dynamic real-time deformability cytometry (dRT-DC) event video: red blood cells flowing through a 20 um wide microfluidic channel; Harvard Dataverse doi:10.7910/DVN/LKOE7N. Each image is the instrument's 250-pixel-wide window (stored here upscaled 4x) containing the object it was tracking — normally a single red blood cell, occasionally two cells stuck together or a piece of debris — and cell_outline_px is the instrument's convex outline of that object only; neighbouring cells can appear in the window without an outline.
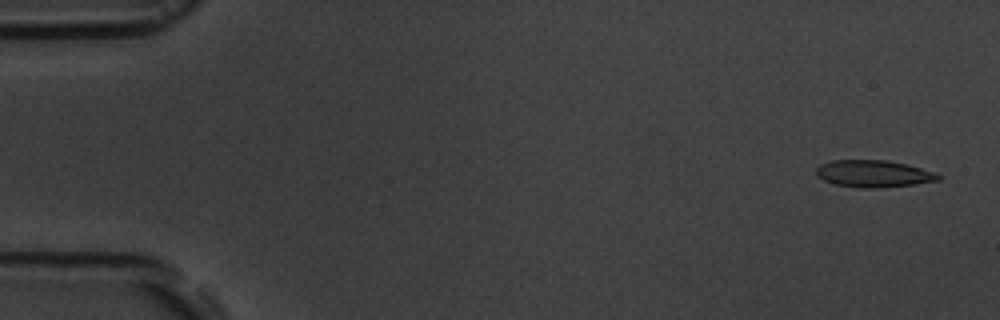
{"species": "common noctule bat (a hibernating species)", "species_latin": "Nyctalus noctula", "temperature_condition": "room temperature", "stored_images_in_passage": 5, "camera_frame_rate_fps": 3000, "um_per_image_px": 0.085, "animal": {"sex": "male", "body_mass_g": 19.5, "forearm_length_mm": 54.6}, "frame": {"image": 1, "passage_image": 1, "time_ms": 0.0, "image_size_px": [1000, 320], "cell_outline_px": [[940, 180], [916, 184], [876, 188], [860, 188], [836, 184], [824, 180], [816, 172], [816, 168], [820, 164], [832, 160], [888, 160], [936, 172], [940, 176]], "centroid_in_image_um": [74.26, 14.76], "position_along_channel_um": 10.7, "area_um2": 19.07}}
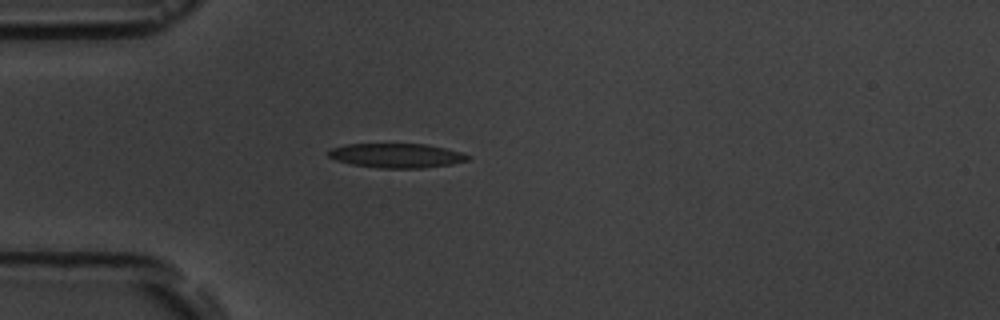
{"frame": {"image": 2, "passage_image": 5, "time_ms": 4.333, "image_size_px": [1000, 320], "cell_outline_px": [[472, 156], [468, 160], [452, 164], [424, 168], [380, 168], [352, 164], [336, 160], [328, 156], [328, 152], [332, 148], [344, 144], [428, 144], [460, 152]], "centroid_in_image_um": [33.72, 13.22], "position_along_channel_um": 51.3, "area_um2": 19.77}}